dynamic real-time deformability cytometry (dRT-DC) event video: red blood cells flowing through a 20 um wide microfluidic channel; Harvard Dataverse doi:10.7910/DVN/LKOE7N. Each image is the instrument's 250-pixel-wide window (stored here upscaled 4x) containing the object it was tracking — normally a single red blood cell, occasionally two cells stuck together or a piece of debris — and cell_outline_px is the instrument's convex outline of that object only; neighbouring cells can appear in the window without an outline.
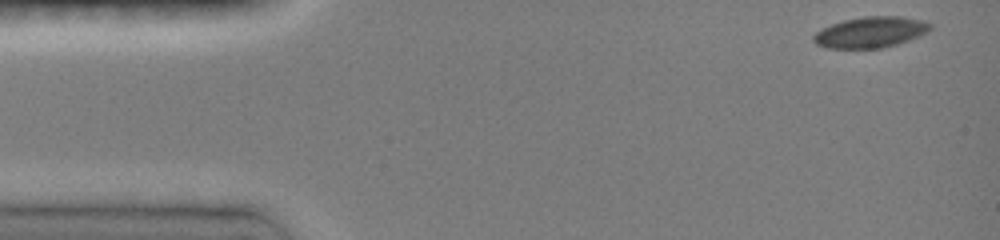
{"species": "common noctule bat (a hibernating species)", "species_latin": "Nyctalus noctula", "temperature_condition": "room temperature", "stored_images_in_passage": 10, "camera_frame_rate_fps": 3000, "um_per_image_px": 0.085, "animal": {"sex": "female", "body_mass_g": 19.0, "forearm_length_mm": 51.5}, "frame": {"image": 1, "passage_image": 1, "time_ms": 0.0, "image_size_px": [1000, 240], "cell_outline_px": [[932, 28], [920, 36], [896, 44], [880, 48], [828, 48], [816, 44], [812, 40], [812, 36], [816, 32], [832, 24], [844, 20], [864, 16], [900, 16], [924, 20], [932, 24]], "centroid_in_image_um": [74.01, 2.73], "position_along_channel_um": 11.0, "area_um2": 20.98}}
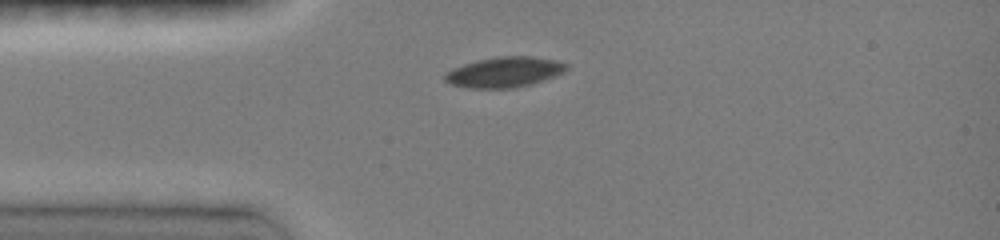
{"frame": {"image": 2, "passage_image": 7, "time_ms": 3.0, "image_size_px": [1000, 240], "cell_outline_px": [[568, 68], [564, 72], [544, 80], [532, 84], [516, 88], [472, 88], [452, 84], [444, 80], [444, 72], [452, 68], [476, 60], [496, 56], [532, 56], [556, 60], [568, 64]], "centroid_in_image_um": [42.88, 6.12], "position_along_channel_um": 42.1, "area_um2": 21.68}}